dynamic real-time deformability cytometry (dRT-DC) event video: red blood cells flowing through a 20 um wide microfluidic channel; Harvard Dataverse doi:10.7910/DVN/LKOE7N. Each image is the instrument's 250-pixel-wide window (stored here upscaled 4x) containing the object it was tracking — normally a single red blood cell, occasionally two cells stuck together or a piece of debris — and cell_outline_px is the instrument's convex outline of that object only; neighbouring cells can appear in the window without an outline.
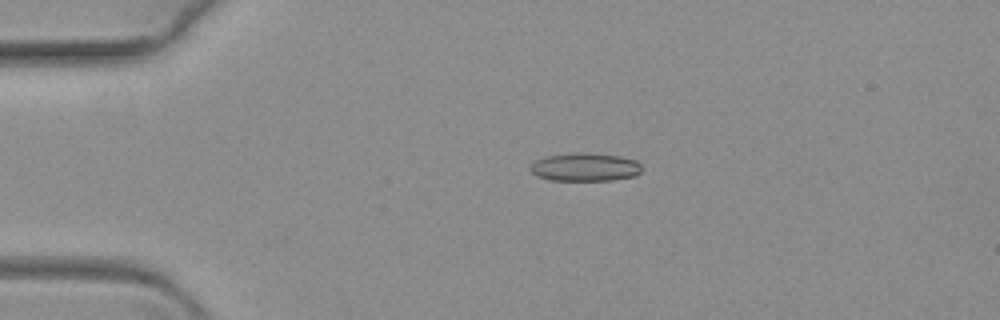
{"species": "common noctule bat (a hibernating species)", "species_latin": "Nyctalus noctula", "temperature_condition": "warm", "stored_images_in_passage": 58, "camera_frame_rate_fps": 3000, "um_per_image_px": 0.085, "animal": {"sex": "female", "body_mass_g": 19.3, "forearm_length_mm": 54.1}, "frame": {"image": 1, "passage_image": 15, "time_ms": 4.667, "image_size_px": [1000, 320], "cell_outline_px": [[640, 172], [632, 176], [612, 180], [548, 180], [536, 176], [528, 168], [528, 164], [532, 160], [544, 156], [576, 152], [620, 156], [636, 160], [640, 164]], "centroid_in_image_um": [49.62, 14.19], "position_along_channel_um": 35.4, "area_um2": 18.5}}
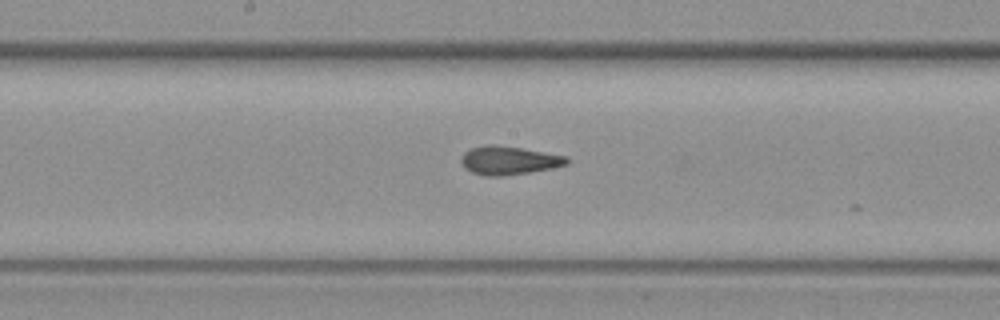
{"frame": {"image": 2, "passage_image": 35, "time_ms": 11.333, "image_size_px": [1000, 320], "cell_outline_px": [[568, 164], [552, 168], [504, 176], [484, 176], [472, 172], [464, 168], [460, 160], [460, 156], [464, 152], [472, 148], [488, 144], [492, 144], [520, 148], [568, 156]], "centroid_in_image_um": [43.22, 13.64], "position_along_channel_um": 205.0, "area_um2": 17.51}}
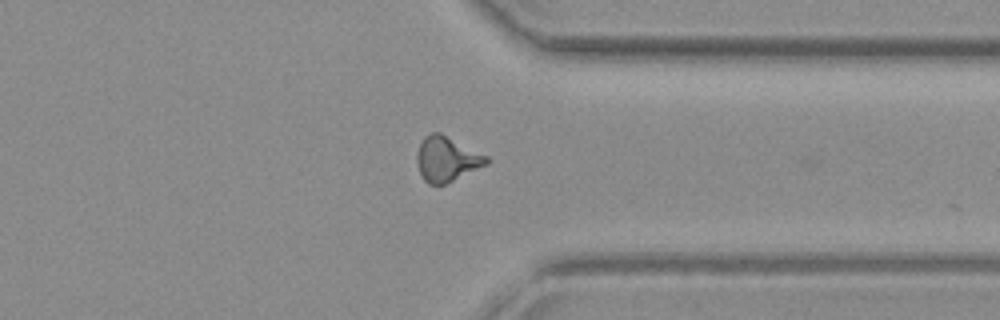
{"frame": {"image": 3, "passage_image": 51, "time_ms": 16.667, "image_size_px": [1000, 320], "cell_outline_px": [[488, 164], [444, 184], [428, 184], [424, 180], [420, 172], [416, 160], [416, 152], [424, 136], [432, 132], [440, 132], [488, 156]], "centroid_in_image_um": [37.96, 13.5], "position_along_channel_um": 373.4, "area_um2": 18.09}}